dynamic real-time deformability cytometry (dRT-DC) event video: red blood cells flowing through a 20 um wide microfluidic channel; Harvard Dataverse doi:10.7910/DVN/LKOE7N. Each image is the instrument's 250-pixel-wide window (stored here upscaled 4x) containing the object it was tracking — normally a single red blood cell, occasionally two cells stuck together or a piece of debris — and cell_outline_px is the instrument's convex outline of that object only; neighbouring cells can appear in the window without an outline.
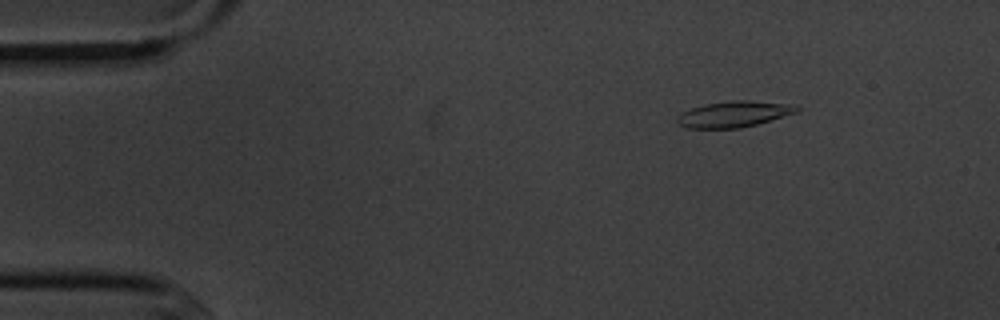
{"species": "common noctule bat (a hibernating species)", "species_latin": "Nyctalus noctula", "temperature_condition": "cold", "stored_images_in_passage": 3, "camera_frame_rate_fps": 3000, "um_per_image_px": 0.085, "animal": {"sex": "male", "body_mass_g": 20.1, "forearm_length_mm": 53.5}, "frame": {"image": 1, "passage_image": 1, "time_ms": 0.0, "image_size_px": [1000, 320], "cell_outline_px": [[800, 108], [796, 112], [756, 124], [740, 128], [688, 128], [676, 124], [676, 116], [680, 112], [704, 104], [732, 100], [748, 100], [788, 104]], "centroid_in_image_um": [62.28, 9.7], "position_along_channel_um": 22.7, "area_um2": 17.98}}